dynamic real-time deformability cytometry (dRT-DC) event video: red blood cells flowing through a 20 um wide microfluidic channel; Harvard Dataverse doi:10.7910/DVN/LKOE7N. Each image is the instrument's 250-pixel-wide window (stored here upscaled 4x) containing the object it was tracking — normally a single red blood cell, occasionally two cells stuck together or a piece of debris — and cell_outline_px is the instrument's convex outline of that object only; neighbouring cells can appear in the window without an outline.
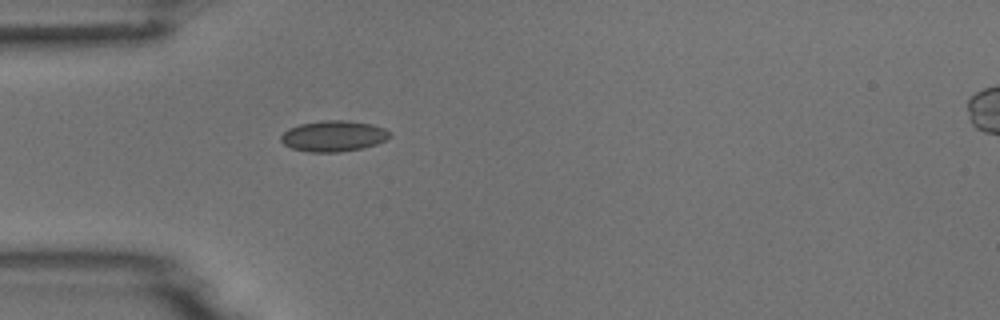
{"species": "common noctule bat (a hibernating species)", "species_latin": "Nyctalus noctula", "temperature_condition": "room temperature", "stored_images_in_passage": 2, "camera_frame_rate_fps": 3000, "um_per_image_px": 0.085, "animal": {"sex": "male", "body_mass_g": 18.8}, "frame": {"image": 1, "passage_image": 1, "time_ms": 0.0, "image_size_px": [1000, 320], "cell_outline_px": [[392, 136], [376, 144], [364, 148], [340, 152], [308, 152], [292, 148], [284, 144], [280, 140], [280, 136], [288, 128], [300, 124], [324, 120], [348, 120], [372, 124], [384, 128], [392, 132]], "centroid_in_image_um": [28.37, 11.56], "position_along_channel_um": 56.6, "area_um2": 19.77}}